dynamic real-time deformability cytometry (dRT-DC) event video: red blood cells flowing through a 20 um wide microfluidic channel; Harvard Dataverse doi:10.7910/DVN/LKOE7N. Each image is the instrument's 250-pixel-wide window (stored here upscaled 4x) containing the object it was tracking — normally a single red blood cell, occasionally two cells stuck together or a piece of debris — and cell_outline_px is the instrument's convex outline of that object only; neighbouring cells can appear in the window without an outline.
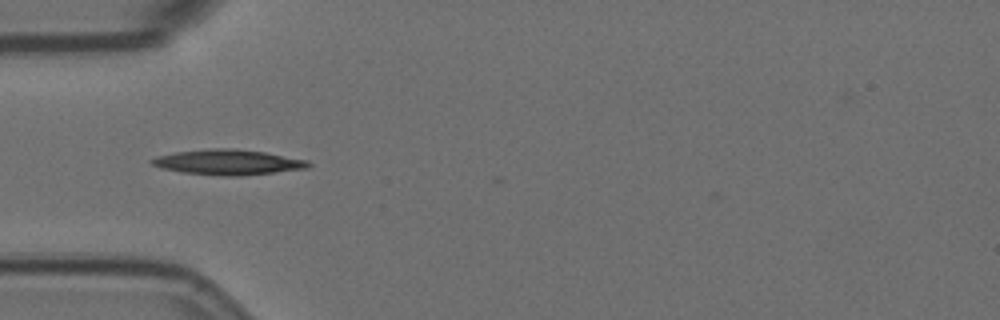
{"species": "Egyptian fruit bat (a non-hibernating species)", "species_latin": "Rousettus aegyptiacus", "temperature_condition": "room temperature", "stored_images_in_passage": 24, "camera_frame_rate_fps": 3000, "um_per_image_px": 0.085, "animal": {"sex": "female"}, "frame": {"image": 1, "passage_image": 1, "time_ms": 0.0, "image_size_px": [1000, 320], "cell_outline_px": [[312, 164], [308, 168], [240, 176], [224, 176], [180, 172], [160, 168], [152, 164], [148, 160], [156, 156], [176, 152], [212, 148], [236, 148], [264, 152], [308, 160]], "centroid_in_image_um": [19.36, 13.78], "position_along_channel_um": 65.6, "area_um2": 23.12}}
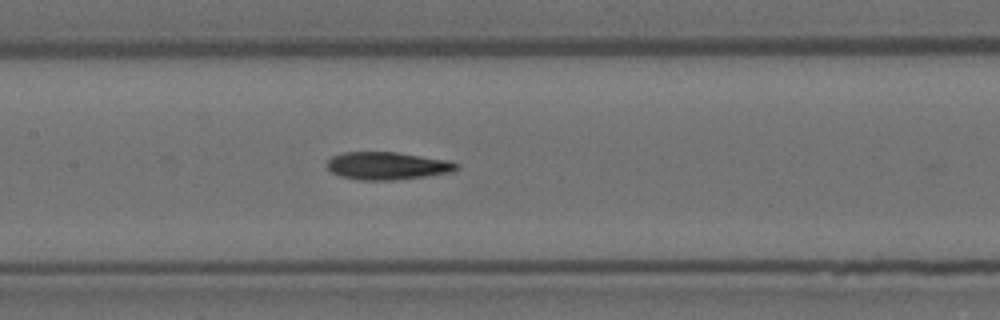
{"frame": {"image": 2, "passage_image": 10, "time_ms": 3.0, "image_size_px": [1000, 320], "cell_outline_px": [[460, 168], [452, 172], [424, 176], [392, 180], [360, 180], [340, 176], [332, 172], [328, 168], [328, 160], [332, 156], [344, 152], [396, 152], [444, 160], [460, 164]], "centroid_in_image_um": [32.91, 14.09], "position_along_channel_um": 174.5, "area_um2": 20.63}}
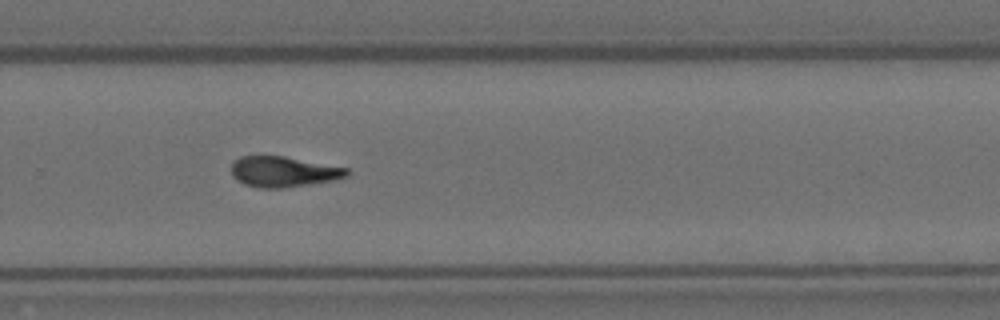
{"frame": {"image": 3, "passage_image": 21, "time_ms": 6.667, "image_size_px": [1000, 320], "cell_outline_px": [[348, 176], [332, 180], [284, 188], [256, 188], [244, 184], [236, 180], [232, 176], [232, 164], [240, 156], [284, 156], [348, 168]], "centroid_in_image_um": [24.06, 14.6], "position_along_channel_um": 305.7, "area_um2": 20.46}}